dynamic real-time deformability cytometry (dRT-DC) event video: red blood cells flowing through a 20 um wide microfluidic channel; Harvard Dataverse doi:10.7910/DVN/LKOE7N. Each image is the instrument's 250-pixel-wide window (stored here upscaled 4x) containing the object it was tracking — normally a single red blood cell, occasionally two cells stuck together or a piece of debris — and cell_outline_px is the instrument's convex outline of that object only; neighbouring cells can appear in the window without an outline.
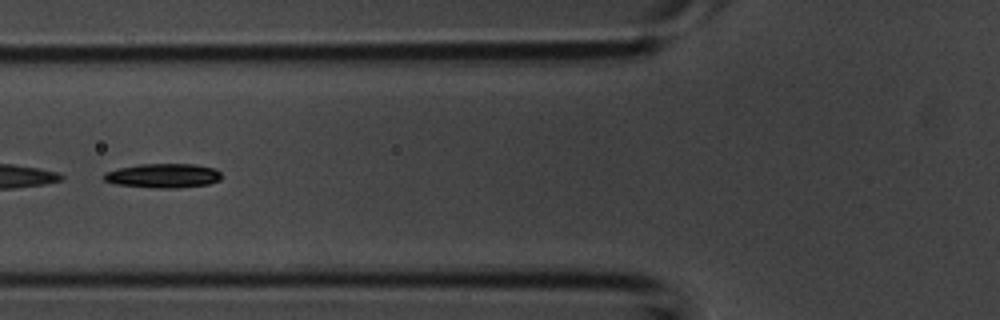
{"species": "common noctule bat (a hibernating species)", "species_latin": "Nyctalus noctula", "temperature_condition": "room temperature", "stored_images_in_passage": 41, "segment_of_instrument_passage": [2, 2], "camera_frame_rate_fps": 3000, "um_per_image_px": 0.085, "animal": {"sex": "male", "body_mass_g": 20.1, "forearm_length_mm": 53.5}, "frame": {"image": 1, "passage_image": 15, "time_ms": 4.667, "image_size_px": [1000, 320], "cell_outline_px": [[220, 180], [208, 184], [176, 188], [156, 188], [116, 184], [104, 180], [104, 172], [120, 168], [140, 164], [196, 164], [216, 168], [220, 172]], "centroid_in_image_um": [13.9, 14.93], "position_along_channel_um": 111.9, "area_um2": 16.59}}
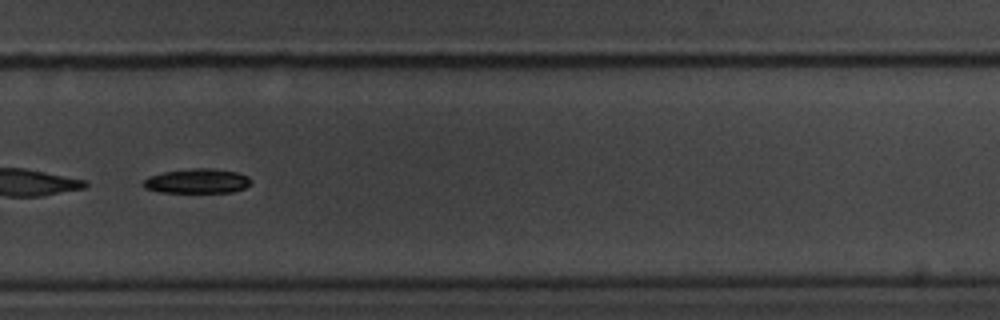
{"frame": {"image": 2, "passage_image": 28, "time_ms": 9.0, "image_size_px": [1000, 320], "cell_outline_px": [[248, 184], [244, 188], [232, 192], [160, 192], [144, 188], [140, 184], [148, 176], [164, 172], [192, 168], [212, 168], [236, 172], [248, 176]], "centroid_in_image_um": [16.69, 15.39], "position_along_channel_um": 313.1, "area_um2": 15.32}}
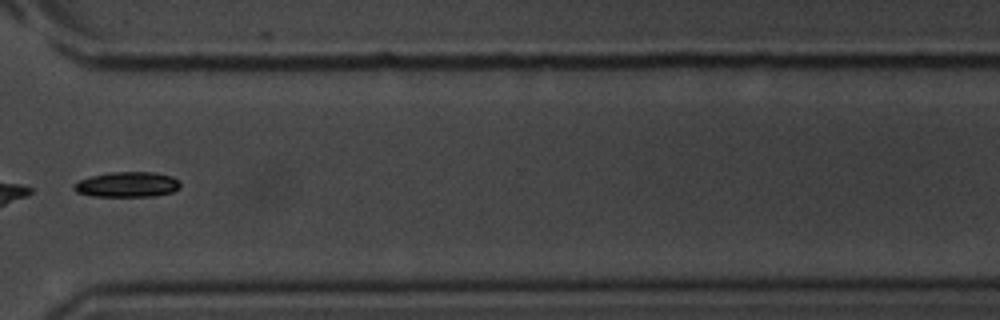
{"frame": {"image": 3, "passage_image": 31, "time_ms": 10.0, "image_size_px": [1000, 320], "cell_outline_px": [[180, 188], [172, 192], [152, 196], [92, 196], [76, 192], [72, 188], [80, 180], [92, 176], [116, 172], [156, 172], [172, 176], [180, 180]], "centroid_in_image_um": [10.87, 15.68], "position_along_channel_um": 359.7, "area_um2": 15.55}}